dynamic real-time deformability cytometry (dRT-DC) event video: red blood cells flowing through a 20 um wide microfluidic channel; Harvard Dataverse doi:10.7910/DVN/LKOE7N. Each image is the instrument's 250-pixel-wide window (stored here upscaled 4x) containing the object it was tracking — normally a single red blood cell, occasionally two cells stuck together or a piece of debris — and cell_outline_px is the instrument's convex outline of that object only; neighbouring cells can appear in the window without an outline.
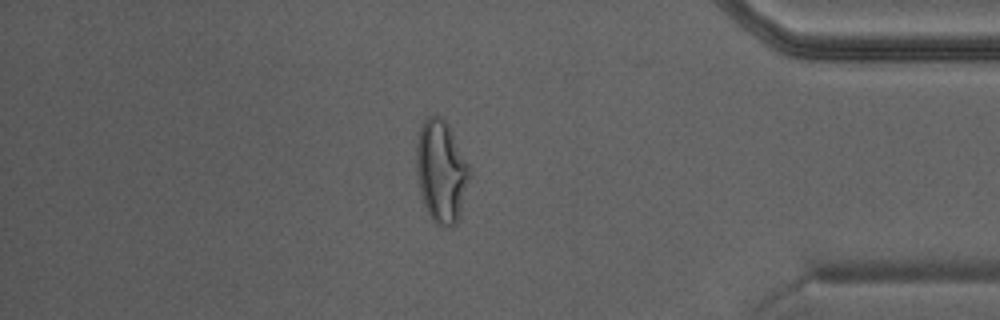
{"species": "Egyptian fruit bat (a non-hibernating species)", "species_latin": "Rousettus aegyptiacus", "temperature_condition": "warm", "stored_images_in_passage": 42, "camera_frame_rate_fps": 3000, "um_per_image_px": 0.085, "animal": {"sex": "male"}, "frame": {"image": 1, "passage_image": 36, "time_ms": 11.667, "image_size_px": [1000, 320], "cell_outline_px": [[472, 176], [460, 216], [456, 224], [452, 228], [448, 228], [436, 224], [432, 220], [424, 204], [420, 192], [416, 168], [416, 144], [420, 124], [428, 116], [440, 116], [448, 124], [472, 168]], "centroid_in_image_um": [37.54, 14.58], "position_along_channel_um": 397.7, "area_um2": 32.54}}